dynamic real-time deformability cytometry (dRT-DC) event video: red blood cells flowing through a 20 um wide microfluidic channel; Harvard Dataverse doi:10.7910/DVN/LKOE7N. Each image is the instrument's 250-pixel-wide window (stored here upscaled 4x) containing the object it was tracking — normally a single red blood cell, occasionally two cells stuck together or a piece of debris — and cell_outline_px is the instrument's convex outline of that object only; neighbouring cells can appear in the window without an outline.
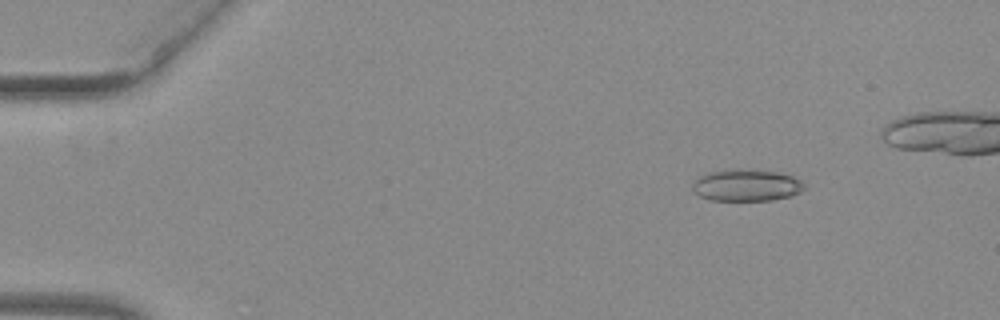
{"species": "common noctule bat (a hibernating species)", "species_latin": "Nyctalus noctula", "temperature_condition": "warm", "stored_images_in_passage": 49, "camera_frame_rate_fps": 3000, "um_per_image_px": 0.085, "animal": {"sex": "female", "body_mass_g": 29.2, "forearm_length_mm": 56.3}, "frame": {"image": 1, "passage_image": 8, "time_ms": 2.333, "image_size_px": [1000, 320], "cell_outline_px": [[804, 188], [800, 192], [792, 196], [772, 200], [712, 200], [700, 196], [692, 188], [692, 184], [700, 176], [712, 172], [740, 168], [780, 172], [792, 176], [800, 180], [804, 184]], "centroid_in_image_um": [63.49, 15.74], "position_along_channel_um": 21.5, "area_um2": 20.63}}
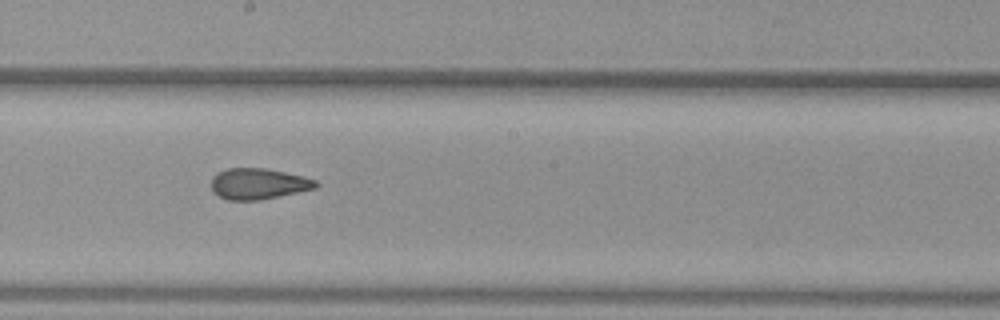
{"frame": {"image": 2, "passage_image": 31, "time_ms": 10.0, "image_size_px": [1000, 320], "cell_outline_px": [[320, 184], [316, 188], [260, 200], [228, 200], [212, 192], [212, 176], [216, 172], [228, 168], [264, 168], [304, 176], [316, 180]], "centroid_in_image_um": [21.95, 15.61], "position_along_channel_um": 226.2, "area_um2": 18.9}}
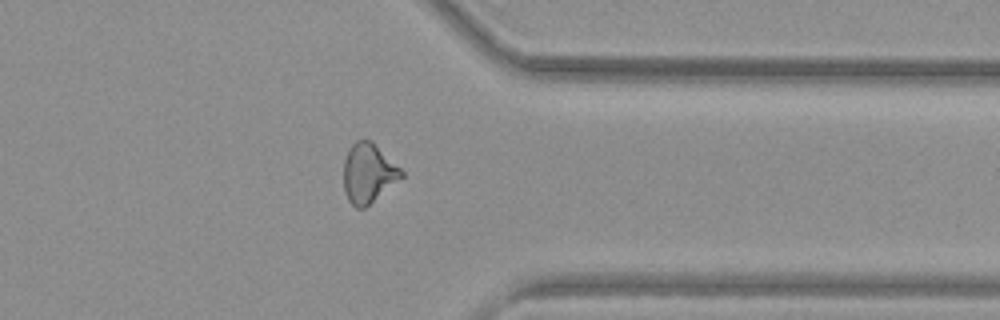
{"frame": {"image": 3, "passage_image": 43, "time_ms": 14.0, "image_size_px": [1000, 320], "cell_outline_px": [[404, 176], [364, 208], [356, 208], [348, 200], [344, 188], [344, 160], [352, 144], [356, 140], [372, 140], [404, 172]], "centroid_in_image_um": [31.31, 14.71], "position_along_channel_um": 380.1, "area_um2": 19.77}}